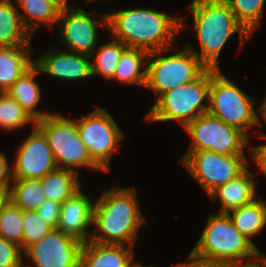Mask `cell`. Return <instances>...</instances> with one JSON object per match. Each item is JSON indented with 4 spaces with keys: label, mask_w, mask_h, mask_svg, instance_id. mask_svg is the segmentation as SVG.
<instances>
[{
    "label": "cell",
    "mask_w": 266,
    "mask_h": 267,
    "mask_svg": "<svg viewBox=\"0 0 266 267\" xmlns=\"http://www.w3.org/2000/svg\"><path fill=\"white\" fill-rule=\"evenodd\" d=\"M130 267H148V266H144L141 263H137L135 260H133V262L131 263ZM174 267V266H172Z\"/></svg>",
    "instance_id": "obj_40"
},
{
    "label": "cell",
    "mask_w": 266,
    "mask_h": 267,
    "mask_svg": "<svg viewBox=\"0 0 266 267\" xmlns=\"http://www.w3.org/2000/svg\"><path fill=\"white\" fill-rule=\"evenodd\" d=\"M234 13L238 22L253 36L261 25L266 0H222Z\"/></svg>",
    "instance_id": "obj_29"
},
{
    "label": "cell",
    "mask_w": 266,
    "mask_h": 267,
    "mask_svg": "<svg viewBox=\"0 0 266 267\" xmlns=\"http://www.w3.org/2000/svg\"><path fill=\"white\" fill-rule=\"evenodd\" d=\"M13 0H0V47L31 45L34 36L25 28Z\"/></svg>",
    "instance_id": "obj_22"
},
{
    "label": "cell",
    "mask_w": 266,
    "mask_h": 267,
    "mask_svg": "<svg viewBox=\"0 0 266 267\" xmlns=\"http://www.w3.org/2000/svg\"><path fill=\"white\" fill-rule=\"evenodd\" d=\"M228 215L240 233L257 247L252 238L266 227V200L259 196L250 204L230 211Z\"/></svg>",
    "instance_id": "obj_23"
},
{
    "label": "cell",
    "mask_w": 266,
    "mask_h": 267,
    "mask_svg": "<svg viewBox=\"0 0 266 267\" xmlns=\"http://www.w3.org/2000/svg\"><path fill=\"white\" fill-rule=\"evenodd\" d=\"M108 42L98 45L91 55L92 76L100 75L106 80H111L127 46L120 40L111 36Z\"/></svg>",
    "instance_id": "obj_27"
},
{
    "label": "cell",
    "mask_w": 266,
    "mask_h": 267,
    "mask_svg": "<svg viewBox=\"0 0 266 267\" xmlns=\"http://www.w3.org/2000/svg\"><path fill=\"white\" fill-rule=\"evenodd\" d=\"M184 130L191 138L186 152L209 150L222 156L245 155L244 148L251 145L242 131L208 112L189 122Z\"/></svg>",
    "instance_id": "obj_9"
},
{
    "label": "cell",
    "mask_w": 266,
    "mask_h": 267,
    "mask_svg": "<svg viewBox=\"0 0 266 267\" xmlns=\"http://www.w3.org/2000/svg\"><path fill=\"white\" fill-rule=\"evenodd\" d=\"M230 267H266V260L259 253L253 259L230 265Z\"/></svg>",
    "instance_id": "obj_37"
},
{
    "label": "cell",
    "mask_w": 266,
    "mask_h": 267,
    "mask_svg": "<svg viewBox=\"0 0 266 267\" xmlns=\"http://www.w3.org/2000/svg\"><path fill=\"white\" fill-rule=\"evenodd\" d=\"M247 151L257 165V169L266 177V143L257 146L250 145Z\"/></svg>",
    "instance_id": "obj_35"
},
{
    "label": "cell",
    "mask_w": 266,
    "mask_h": 267,
    "mask_svg": "<svg viewBox=\"0 0 266 267\" xmlns=\"http://www.w3.org/2000/svg\"><path fill=\"white\" fill-rule=\"evenodd\" d=\"M86 1H87V4H89V3L95 2L97 0H86Z\"/></svg>",
    "instance_id": "obj_42"
},
{
    "label": "cell",
    "mask_w": 266,
    "mask_h": 267,
    "mask_svg": "<svg viewBox=\"0 0 266 267\" xmlns=\"http://www.w3.org/2000/svg\"><path fill=\"white\" fill-rule=\"evenodd\" d=\"M36 122L7 92H0V128L5 131H17Z\"/></svg>",
    "instance_id": "obj_28"
},
{
    "label": "cell",
    "mask_w": 266,
    "mask_h": 267,
    "mask_svg": "<svg viewBox=\"0 0 266 267\" xmlns=\"http://www.w3.org/2000/svg\"><path fill=\"white\" fill-rule=\"evenodd\" d=\"M83 243L58 229H53L42 240L33 243L23 251L29 258L24 267H80V253Z\"/></svg>",
    "instance_id": "obj_13"
},
{
    "label": "cell",
    "mask_w": 266,
    "mask_h": 267,
    "mask_svg": "<svg viewBox=\"0 0 266 267\" xmlns=\"http://www.w3.org/2000/svg\"><path fill=\"white\" fill-rule=\"evenodd\" d=\"M260 254L263 256V258L266 260V254H264V253H262L261 251H260Z\"/></svg>",
    "instance_id": "obj_43"
},
{
    "label": "cell",
    "mask_w": 266,
    "mask_h": 267,
    "mask_svg": "<svg viewBox=\"0 0 266 267\" xmlns=\"http://www.w3.org/2000/svg\"><path fill=\"white\" fill-rule=\"evenodd\" d=\"M188 7L200 50L198 52L193 49L191 44L185 46L195 53L207 68L220 69V52L232 35L239 34V50L251 38L231 8L222 0H192Z\"/></svg>",
    "instance_id": "obj_3"
},
{
    "label": "cell",
    "mask_w": 266,
    "mask_h": 267,
    "mask_svg": "<svg viewBox=\"0 0 266 267\" xmlns=\"http://www.w3.org/2000/svg\"><path fill=\"white\" fill-rule=\"evenodd\" d=\"M134 187L117 185L103 191L93 207L90 241L135 247L139 229L146 222Z\"/></svg>",
    "instance_id": "obj_2"
},
{
    "label": "cell",
    "mask_w": 266,
    "mask_h": 267,
    "mask_svg": "<svg viewBox=\"0 0 266 267\" xmlns=\"http://www.w3.org/2000/svg\"><path fill=\"white\" fill-rule=\"evenodd\" d=\"M23 221V251L53 230L35 211H23Z\"/></svg>",
    "instance_id": "obj_31"
},
{
    "label": "cell",
    "mask_w": 266,
    "mask_h": 267,
    "mask_svg": "<svg viewBox=\"0 0 266 267\" xmlns=\"http://www.w3.org/2000/svg\"><path fill=\"white\" fill-rule=\"evenodd\" d=\"M133 248L89 240L82 245L80 267H130L135 259Z\"/></svg>",
    "instance_id": "obj_18"
},
{
    "label": "cell",
    "mask_w": 266,
    "mask_h": 267,
    "mask_svg": "<svg viewBox=\"0 0 266 267\" xmlns=\"http://www.w3.org/2000/svg\"><path fill=\"white\" fill-rule=\"evenodd\" d=\"M7 154L0 151V188H10L13 181V167H10Z\"/></svg>",
    "instance_id": "obj_36"
},
{
    "label": "cell",
    "mask_w": 266,
    "mask_h": 267,
    "mask_svg": "<svg viewBox=\"0 0 266 267\" xmlns=\"http://www.w3.org/2000/svg\"><path fill=\"white\" fill-rule=\"evenodd\" d=\"M78 133L88 148L92 160L104 171L110 172V162L125 134L113 116L103 107H96L88 115L76 118Z\"/></svg>",
    "instance_id": "obj_10"
},
{
    "label": "cell",
    "mask_w": 266,
    "mask_h": 267,
    "mask_svg": "<svg viewBox=\"0 0 266 267\" xmlns=\"http://www.w3.org/2000/svg\"><path fill=\"white\" fill-rule=\"evenodd\" d=\"M107 13L109 36L122 41L127 47L148 53L177 45L178 33L183 32L187 18L171 16L152 8H121Z\"/></svg>",
    "instance_id": "obj_1"
},
{
    "label": "cell",
    "mask_w": 266,
    "mask_h": 267,
    "mask_svg": "<svg viewBox=\"0 0 266 267\" xmlns=\"http://www.w3.org/2000/svg\"><path fill=\"white\" fill-rule=\"evenodd\" d=\"M174 47L177 45L148 55L145 88L157 95L156 98L180 85L193 82L207 69L186 46L181 50ZM171 50L177 52L170 54Z\"/></svg>",
    "instance_id": "obj_7"
},
{
    "label": "cell",
    "mask_w": 266,
    "mask_h": 267,
    "mask_svg": "<svg viewBox=\"0 0 266 267\" xmlns=\"http://www.w3.org/2000/svg\"><path fill=\"white\" fill-rule=\"evenodd\" d=\"M82 187L61 204L57 229L82 243L91 238L94 200L82 191Z\"/></svg>",
    "instance_id": "obj_16"
},
{
    "label": "cell",
    "mask_w": 266,
    "mask_h": 267,
    "mask_svg": "<svg viewBox=\"0 0 266 267\" xmlns=\"http://www.w3.org/2000/svg\"><path fill=\"white\" fill-rule=\"evenodd\" d=\"M211 68L193 82L162 93L146 113L149 122L179 123L183 128L201 114L208 112Z\"/></svg>",
    "instance_id": "obj_5"
},
{
    "label": "cell",
    "mask_w": 266,
    "mask_h": 267,
    "mask_svg": "<svg viewBox=\"0 0 266 267\" xmlns=\"http://www.w3.org/2000/svg\"><path fill=\"white\" fill-rule=\"evenodd\" d=\"M45 134L57 168L79 175L80 168L104 172L91 158L88 148L80 139L76 118H68L54 112L36 122Z\"/></svg>",
    "instance_id": "obj_8"
},
{
    "label": "cell",
    "mask_w": 266,
    "mask_h": 267,
    "mask_svg": "<svg viewBox=\"0 0 266 267\" xmlns=\"http://www.w3.org/2000/svg\"><path fill=\"white\" fill-rule=\"evenodd\" d=\"M179 162L208 196L250 166L246 155L222 156L209 150L186 152Z\"/></svg>",
    "instance_id": "obj_11"
},
{
    "label": "cell",
    "mask_w": 266,
    "mask_h": 267,
    "mask_svg": "<svg viewBox=\"0 0 266 267\" xmlns=\"http://www.w3.org/2000/svg\"><path fill=\"white\" fill-rule=\"evenodd\" d=\"M20 17L25 28L34 36L42 26L54 29L57 24L62 5L56 0H16ZM34 33V34H33Z\"/></svg>",
    "instance_id": "obj_21"
},
{
    "label": "cell",
    "mask_w": 266,
    "mask_h": 267,
    "mask_svg": "<svg viewBox=\"0 0 266 267\" xmlns=\"http://www.w3.org/2000/svg\"><path fill=\"white\" fill-rule=\"evenodd\" d=\"M56 47L42 51L43 55L34 60L41 73L63 82L92 78L91 56L62 50L58 44Z\"/></svg>",
    "instance_id": "obj_15"
},
{
    "label": "cell",
    "mask_w": 266,
    "mask_h": 267,
    "mask_svg": "<svg viewBox=\"0 0 266 267\" xmlns=\"http://www.w3.org/2000/svg\"><path fill=\"white\" fill-rule=\"evenodd\" d=\"M61 203L46 200L35 210L40 217L52 229H57L60 217Z\"/></svg>",
    "instance_id": "obj_33"
},
{
    "label": "cell",
    "mask_w": 266,
    "mask_h": 267,
    "mask_svg": "<svg viewBox=\"0 0 266 267\" xmlns=\"http://www.w3.org/2000/svg\"><path fill=\"white\" fill-rule=\"evenodd\" d=\"M13 162V179H41L57 168L45 134L35 125L20 143Z\"/></svg>",
    "instance_id": "obj_14"
},
{
    "label": "cell",
    "mask_w": 266,
    "mask_h": 267,
    "mask_svg": "<svg viewBox=\"0 0 266 267\" xmlns=\"http://www.w3.org/2000/svg\"><path fill=\"white\" fill-rule=\"evenodd\" d=\"M174 267H230L229 264L197 256L192 251L187 256L186 262L173 265Z\"/></svg>",
    "instance_id": "obj_34"
},
{
    "label": "cell",
    "mask_w": 266,
    "mask_h": 267,
    "mask_svg": "<svg viewBox=\"0 0 266 267\" xmlns=\"http://www.w3.org/2000/svg\"><path fill=\"white\" fill-rule=\"evenodd\" d=\"M22 259L20 246L0 236V267H24Z\"/></svg>",
    "instance_id": "obj_32"
},
{
    "label": "cell",
    "mask_w": 266,
    "mask_h": 267,
    "mask_svg": "<svg viewBox=\"0 0 266 267\" xmlns=\"http://www.w3.org/2000/svg\"><path fill=\"white\" fill-rule=\"evenodd\" d=\"M191 251L229 265L253 259L260 253L235 227L228 214L218 212L208 215L204 230Z\"/></svg>",
    "instance_id": "obj_4"
},
{
    "label": "cell",
    "mask_w": 266,
    "mask_h": 267,
    "mask_svg": "<svg viewBox=\"0 0 266 267\" xmlns=\"http://www.w3.org/2000/svg\"><path fill=\"white\" fill-rule=\"evenodd\" d=\"M255 102V98L242 91L221 69L211 68L209 114L238 128L249 138L251 134L248 131L264 125L254 109Z\"/></svg>",
    "instance_id": "obj_6"
},
{
    "label": "cell",
    "mask_w": 266,
    "mask_h": 267,
    "mask_svg": "<svg viewBox=\"0 0 266 267\" xmlns=\"http://www.w3.org/2000/svg\"><path fill=\"white\" fill-rule=\"evenodd\" d=\"M148 55L145 50L127 47L122 52L111 80L145 87Z\"/></svg>",
    "instance_id": "obj_24"
},
{
    "label": "cell",
    "mask_w": 266,
    "mask_h": 267,
    "mask_svg": "<svg viewBox=\"0 0 266 267\" xmlns=\"http://www.w3.org/2000/svg\"><path fill=\"white\" fill-rule=\"evenodd\" d=\"M88 12L75 5L64 6L61 9L57 28L60 42L65 45L63 50L91 56L100 44V26L108 29L107 13Z\"/></svg>",
    "instance_id": "obj_12"
},
{
    "label": "cell",
    "mask_w": 266,
    "mask_h": 267,
    "mask_svg": "<svg viewBox=\"0 0 266 267\" xmlns=\"http://www.w3.org/2000/svg\"><path fill=\"white\" fill-rule=\"evenodd\" d=\"M39 73H41L39 68L34 64L6 91L35 122L50 114L49 110H42L41 107L40 109L37 107L42 99L41 88L38 82L35 81Z\"/></svg>",
    "instance_id": "obj_19"
},
{
    "label": "cell",
    "mask_w": 266,
    "mask_h": 267,
    "mask_svg": "<svg viewBox=\"0 0 266 267\" xmlns=\"http://www.w3.org/2000/svg\"><path fill=\"white\" fill-rule=\"evenodd\" d=\"M23 210L10 200L0 210V236L20 246L23 251Z\"/></svg>",
    "instance_id": "obj_30"
},
{
    "label": "cell",
    "mask_w": 266,
    "mask_h": 267,
    "mask_svg": "<svg viewBox=\"0 0 266 267\" xmlns=\"http://www.w3.org/2000/svg\"><path fill=\"white\" fill-rule=\"evenodd\" d=\"M58 3H60L63 7L68 6V0H56Z\"/></svg>",
    "instance_id": "obj_41"
},
{
    "label": "cell",
    "mask_w": 266,
    "mask_h": 267,
    "mask_svg": "<svg viewBox=\"0 0 266 267\" xmlns=\"http://www.w3.org/2000/svg\"><path fill=\"white\" fill-rule=\"evenodd\" d=\"M258 112L262 115L261 117L263 118L265 124H266V96L264 97L263 101L261 102V104L258 107ZM257 139H262V140H266V133H263L262 131H258L257 130Z\"/></svg>",
    "instance_id": "obj_38"
},
{
    "label": "cell",
    "mask_w": 266,
    "mask_h": 267,
    "mask_svg": "<svg viewBox=\"0 0 266 267\" xmlns=\"http://www.w3.org/2000/svg\"><path fill=\"white\" fill-rule=\"evenodd\" d=\"M40 180L46 199L61 204L82 187L79 175L63 168H56L48 172Z\"/></svg>",
    "instance_id": "obj_25"
},
{
    "label": "cell",
    "mask_w": 266,
    "mask_h": 267,
    "mask_svg": "<svg viewBox=\"0 0 266 267\" xmlns=\"http://www.w3.org/2000/svg\"><path fill=\"white\" fill-rule=\"evenodd\" d=\"M31 45L0 47V92L10 86L34 65Z\"/></svg>",
    "instance_id": "obj_20"
},
{
    "label": "cell",
    "mask_w": 266,
    "mask_h": 267,
    "mask_svg": "<svg viewBox=\"0 0 266 267\" xmlns=\"http://www.w3.org/2000/svg\"><path fill=\"white\" fill-rule=\"evenodd\" d=\"M256 174L246 168L235 179L228 181L214 190L208 197L212 201H220L221 206L216 212L228 214L230 211L250 204L256 198V184L253 177Z\"/></svg>",
    "instance_id": "obj_17"
},
{
    "label": "cell",
    "mask_w": 266,
    "mask_h": 267,
    "mask_svg": "<svg viewBox=\"0 0 266 267\" xmlns=\"http://www.w3.org/2000/svg\"><path fill=\"white\" fill-rule=\"evenodd\" d=\"M9 200L23 211H35L47 199L40 179H13Z\"/></svg>",
    "instance_id": "obj_26"
},
{
    "label": "cell",
    "mask_w": 266,
    "mask_h": 267,
    "mask_svg": "<svg viewBox=\"0 0 266 267\" xmlns=\"http://www.w3.org/2000/svg\"><path fill=\"white\" fill-rule=\"evenodd\" d=\"M9 189L0 188V210L9 201Z\"/></svg>",
    "instance_id": "obj_39"
}]
</instances>
